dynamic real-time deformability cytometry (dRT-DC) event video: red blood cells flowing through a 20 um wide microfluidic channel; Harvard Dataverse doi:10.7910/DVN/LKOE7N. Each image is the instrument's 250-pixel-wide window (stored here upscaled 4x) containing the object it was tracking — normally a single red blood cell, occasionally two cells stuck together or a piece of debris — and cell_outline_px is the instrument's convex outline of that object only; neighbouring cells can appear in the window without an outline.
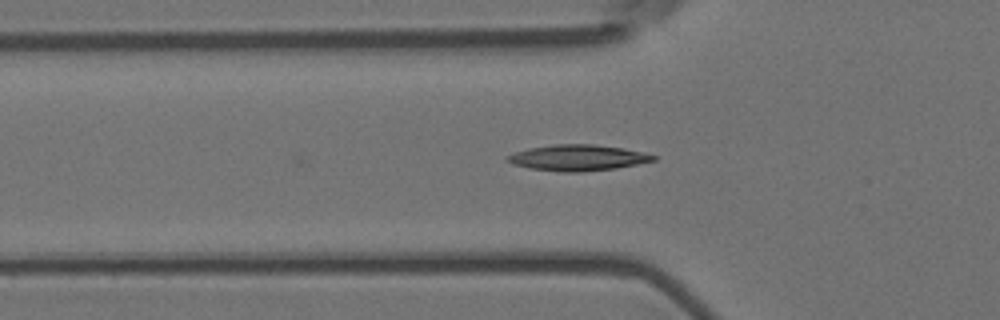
{"species": "Egyptian fruit bat (a non-hibernating species)", "species_latin": "Rousettus aegyptiacus", "temperature_condition": "room temperature", "stored_images_in_passage": 2, "camera_frame_rate_fps": 3000, "um_per_image_px": 0.085, "animal": {"sex": "female"}, "frame": {"image": 1, "passage_image": 2, "time_ms": 0.333, "image_size_px": [1000, 320], "cell_outline_px": [[656, 160], [616, 168], [580, 172], [564, 172], [528, 168], [512, 164], [504, 160], [504, 156], [528, 148], [556, 144], [592, 144], [624, 148], [644, 152], [656, 156]], "centroid_in_image_um": [49.07, 13.4], "position_along_channel_um": 76.7, "area_um2": 22.14}}